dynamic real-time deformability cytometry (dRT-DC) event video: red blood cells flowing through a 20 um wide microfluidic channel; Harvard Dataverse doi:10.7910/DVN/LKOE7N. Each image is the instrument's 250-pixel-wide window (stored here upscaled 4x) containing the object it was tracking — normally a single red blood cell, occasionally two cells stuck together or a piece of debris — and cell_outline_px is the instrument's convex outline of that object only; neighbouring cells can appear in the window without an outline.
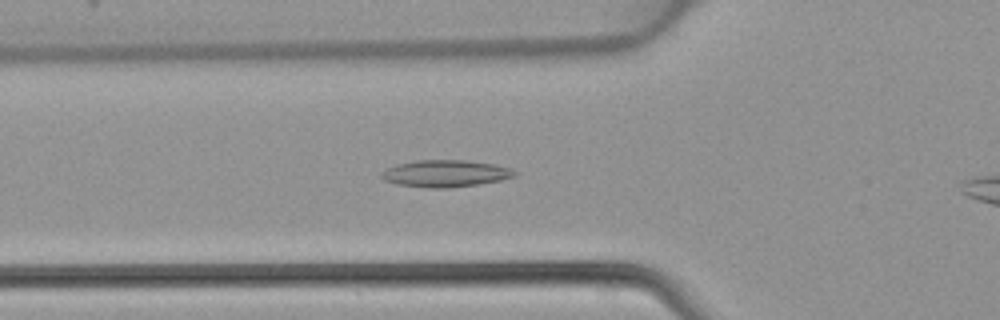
{"species": "common noctule bat (a hibernating species)", "species_latin": "Nyctalus noctula", "temperature_condition": "warm", "stored_images_in_passage": 44, "camera_frame_rate_fps": 3000, "um_per_image_px": 0.085, "animal": {"sex": "female", "body_mass_g": 22.7, "forearm_length_mm": 54.2}, "frame": {"image": 1, "passage_image": 13, "time_ms": 4.0, "image_size_px": [1000, 320], "cell_outline_px": [[516, 176], [500, 180], [476, 184], [448, 188], [428, 188], [396, 184], [384, 180], [380, 176], [380, 172], [384, 168], [396, 164], [416, 160], [468, 160], [496, 164], [512, 168], [516, 172]], "centroid_in_image_um": [37.83, 14.73], "position_along_channel_um": 88.0, "area_um2": 21.15}}
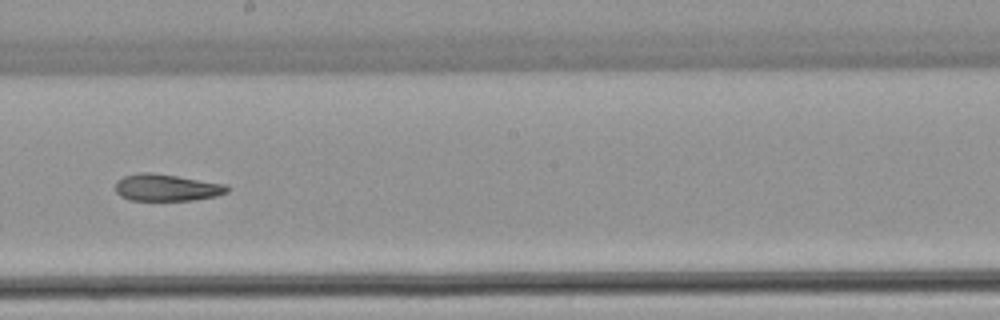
{"frame": {"image": 2, "passage_image": 23, "time_ms": 7.333, "image_size_px": [1000, 320], "cell_outline_px": [[232, 188], [228, 192], [216, 196], [196, 200], [128, 200], [120, 196], [116, 192], [116, 180], [124, 176], [140, 172], [152, 172], [228, 184]], "centroid_in_image_um": [14.2, 15.94], "position_along_channel_um": 234.0, "area_um2": 17.8}}
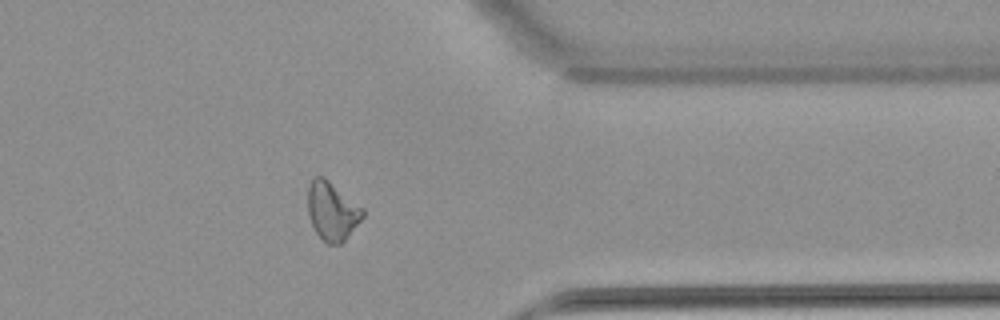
{"frame": {"image": 3, "passage_image": 34, "time_ms": 11.0, "image_size_px": [1000, 320], "cell_outline_px": [[364, 216], [344, 240], [340, 244], [328, 244], [316, 232], [308, 216], [308, 188], [312, 180], [316, 176], [324, 176], [364, 208]], "centroid_in_image_um": [28.23, 17.92], "position_along_channel_um": 383.2, "area_um2": 18.55}}